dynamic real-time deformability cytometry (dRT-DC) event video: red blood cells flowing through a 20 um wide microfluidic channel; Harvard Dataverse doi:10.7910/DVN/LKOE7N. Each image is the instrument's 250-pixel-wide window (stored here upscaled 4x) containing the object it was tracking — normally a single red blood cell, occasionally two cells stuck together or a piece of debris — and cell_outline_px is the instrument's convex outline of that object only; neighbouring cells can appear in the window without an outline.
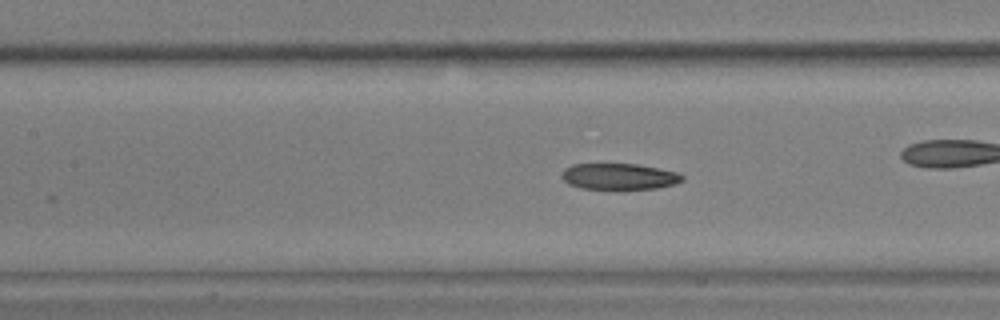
{"species": "common noctule bat (a hibernating species)", "species_latin": "Nyctalus noctula", "temperature_condition": "warm", "stored_images_in_passage": 56, "camera_frame_rate_fps": 3000, "um_per_image_px": 0.085, "animal": {"sex": "male", "body_mass_g": 17.9, "forearm_length_mm": 54.2}, "frame": {"image": 1, "passage_image": 25, "time_ms": 8.0, "image_size_px": [1000, 320], "cell_outline_px": [[684, 180], [676, 184], [656, 188], [624, 192], [616, 192], [580, 188], [568, 184], [560, 176], [564, 168], [572, 164], [636, 164], [660, 168], [680, 172], [684, 176]], "centroid_in_image_um": [52.64, 15.05], "position_along_channel_um": 154.8, "area_um2": 19.59}, "authors_computed_cell_mechanics": {"area_um2": 19.5075, "velocity_mm_per_s": 3.616, "shape_relaxation_time_tau1_ms": 6.4569, "shape_relaxation_time_tau2_ms": 2.7203, "deformation_change_tau1": 0.2006, "deformation_change_tau2": 0.1035}}